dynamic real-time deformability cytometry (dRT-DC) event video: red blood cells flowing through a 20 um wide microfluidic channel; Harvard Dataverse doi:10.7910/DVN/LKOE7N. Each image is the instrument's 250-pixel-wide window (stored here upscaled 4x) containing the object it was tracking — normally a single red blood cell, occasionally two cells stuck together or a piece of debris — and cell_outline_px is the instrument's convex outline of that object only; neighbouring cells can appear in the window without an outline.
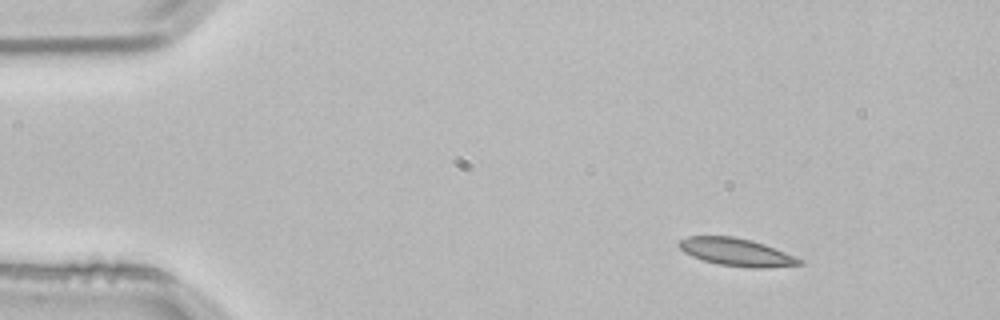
{"species": "common noctule bat (a hibernating species)", "species_latin": "Nyctalus noctula", "temperature_condition": "room temperature", "stored_images_in_passage": 3, "camera_frame_rate_fps": 3000, "um_per_image_px": 0.085, "animal": {"sex": "male", "body_mass_g": 21.5, "forearm_length_mm": 52.0}, "frame": {"image": 1, "passage_image": 1, "time_ms": 0.0, "image_size_px": [1000, 320], "cell_outline_px": [[804, 264], [764, 268], [748, 268], [720, 264], [704, 260], [692, 256], [684, 252], [676, 244], [680, 240], [688, 236], [732, 236], [752, 240], [764, 244], [804, 260]], "centroid_in_image_um": [62.6, 21.43], "position_along_channel_um": 22.4, "area_um2": 19.36}}
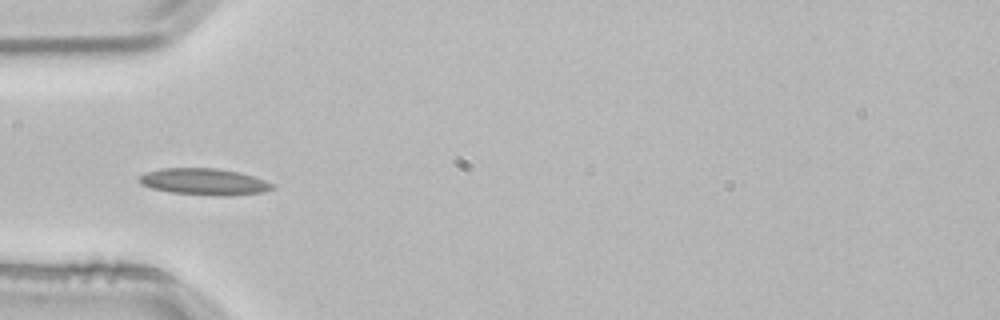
{"frame": {"image": 2, "passage_image": 3, "time_ms": 0.667, "image_size_px": [1000, 320], "cell_outline_px": [[276, 188], [264, 192], [228, 196], [220, 196], [168, 192], [152, 188], [140, 184], [136, 180], [144, 172], [160, 168], [216, 168], [240, 172], [264, 180], [272, 184]], "centroid_in_image_um": [17.32, 15.44], "position_along_channel_um": 67.7, "area_um2": 20.81}}